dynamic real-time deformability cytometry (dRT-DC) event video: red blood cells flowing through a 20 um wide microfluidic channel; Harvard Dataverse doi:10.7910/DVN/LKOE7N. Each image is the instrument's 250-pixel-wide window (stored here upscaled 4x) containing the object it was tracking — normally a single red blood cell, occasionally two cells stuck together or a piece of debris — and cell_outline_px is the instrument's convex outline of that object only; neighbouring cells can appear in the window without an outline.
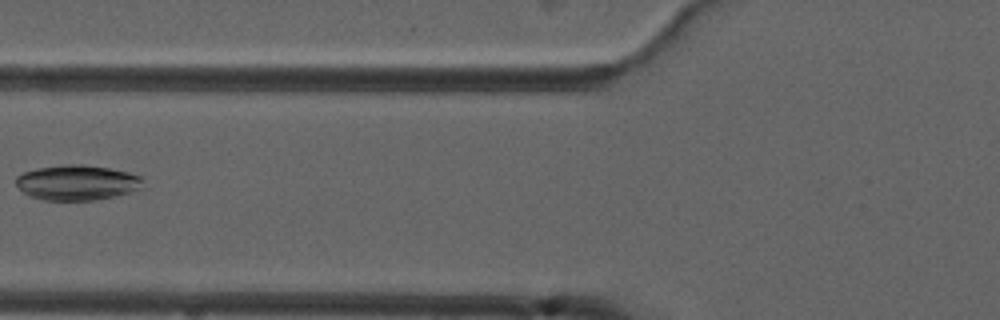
{"species": "common noctule bat (a hibernating species)", "species_latin": "Nyctalus noctula", "temperature_condition": "cold", "stored_images_in_passage": 2, "camera_frame_rate_fps": 3000, "um_per_image_px": 0.085, "animal": {"sex": "male", "forearm_length_mm": 52.5}, "frame": {"image": 1, "passage_image": 2, "time_ms": 1.333, "image_size_px": [1000, 320], "cell_outline_px": [[144, 188], [96, 200], [44, 200], [28, 196], [16, 184], [16, 176], [24, 172], [36, 168], [64, 164], [84, 164], [112, 168], [128, 172], [140, 176]], "centroid_in_image_um": [6.54, 15.51], "position_along_channel_um": 119.3, "area_um2": 26.13}}